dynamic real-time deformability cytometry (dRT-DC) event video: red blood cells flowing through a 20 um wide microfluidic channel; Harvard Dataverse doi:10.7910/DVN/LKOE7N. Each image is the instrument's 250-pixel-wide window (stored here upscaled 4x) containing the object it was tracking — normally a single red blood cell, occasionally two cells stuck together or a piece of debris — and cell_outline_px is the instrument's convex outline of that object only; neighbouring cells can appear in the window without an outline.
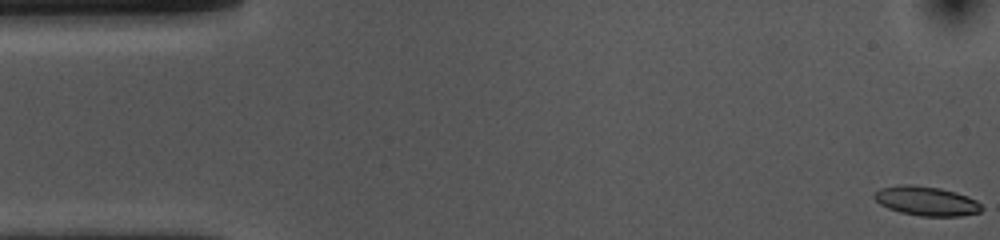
{"species": "common noctule bat (a hibernating species)", "species_latin": "Nyctalus noctula", "temperature_condition": "cold", "stored_images_in_passage": 54, "camera_frame_rate_fps": 3000, "um_per_image_px": 0.085, "animal": {"sex": "female", "body_mass_g": 10.0, "forearm_length_mm": 53.1}, "frame": {"image": 1, "passage_image": 1, "time_ms": 0.0, "image_size_px": [1000, 240], "cell_outline_px": [[984, 208], [980, 212], [960, 216], [920, 216], [900, 212], [888, 208], [880, 204], [872, 196], [880, 188], [900, 184], [912, 184], [940, 188], [956, 192], [968, 196], [976, 200]], "centroid_in_image_um": [78.74, 17.08], "position_along_channel_um": 6.3, "area_um2": 18.44}}
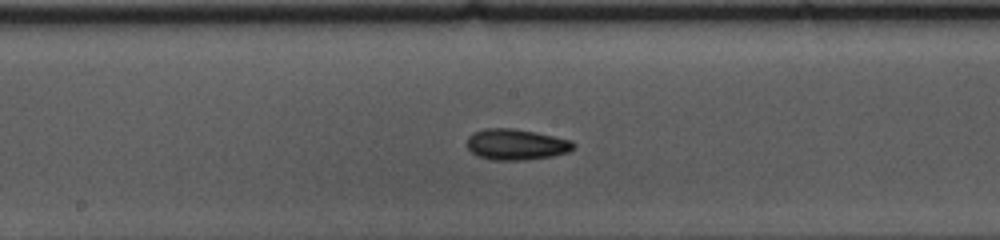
{"frame": {"image": 2, "passage_image": 27, "time_ms": 8.667, "image_size_px": [1000, 240], "cell_outline_px": [[576, 148], [568, 152], [552, 156], [524, 160], [492, 160], [480, 156], [472, 152], [468, 148], [468, 136], [472, 132], [484, 128], [512, 128], [536, 132], [572, 140], [576, 144]], "centroid_in_image_um": [43.91, 12.27], "position_along_channel_um": 204.3, "area_um2": 19.31}}
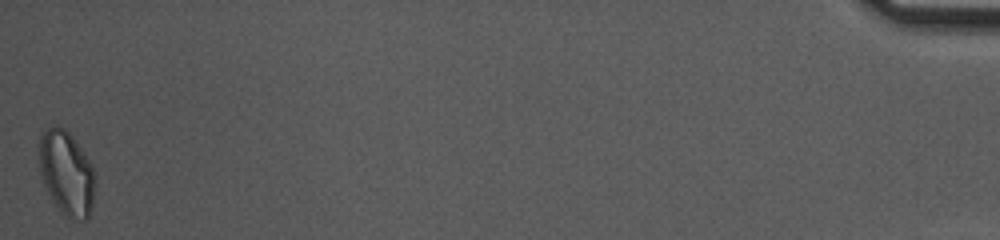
{"frame": {"image": 3, "passage_image": 54, "time_ms": 17.667, "image_size_px": [1000, 240], "cell_outline_px": [[96, 176], [92, 204], [88, 220], [84, 220], [68, 216], [60, 212], [52, 200], [44, 184], [40, 172], [40, 136], [52, 124], [56, 124], [64, 128], [76, 140], [88, 160]], "centroid_in_image_um": [5.66, 14.7], "position_along_channel_um": 429.5, "area_um2": 27.22}, "authors_computed_cell_mechanics": {"area_um2": 18.6116, "velocity_mm_per_s": 3.6418, "shape_relaxation_time_tau1_ms": 2.7592, "shape_relaxation_time_tau2_ms": 4.4523, "deformation_change_tau1": 0.1084, "deformation_change_tau2": 0.1039}}